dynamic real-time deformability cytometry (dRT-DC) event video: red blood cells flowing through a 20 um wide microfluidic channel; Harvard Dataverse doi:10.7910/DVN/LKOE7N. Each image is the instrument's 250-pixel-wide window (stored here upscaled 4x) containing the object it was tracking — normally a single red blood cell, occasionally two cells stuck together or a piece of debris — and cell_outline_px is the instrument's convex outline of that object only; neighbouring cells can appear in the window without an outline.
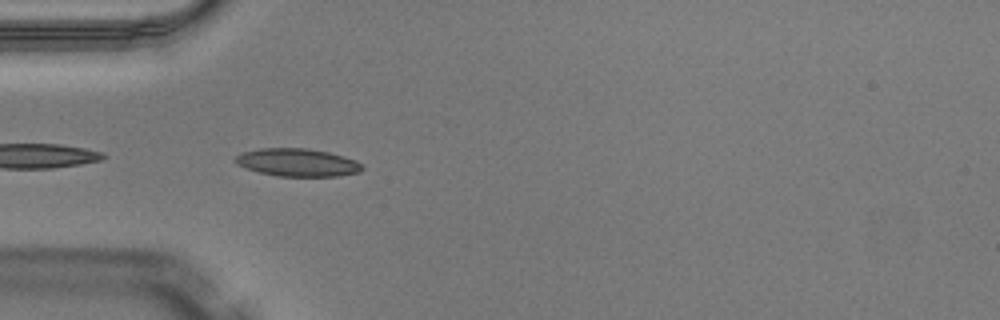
{"species": "Egyptian fruit bat (a non-hibernating species)", "species_latin": "Rousettus aegyptiacus", "temperature_condition": "warm", "stored_images_in_passage": 26, "camera_frame_rate_fps": 3000, "um_per_image_px": 0.085, "animal": {"sex": "male"}, "frame": {"image": 1, "passage_image": 1, "time_ms": 0.0, "image_size_px": [1000, 320], "cell_outline_px": [[364, 168], [360, 172], [340, 176], [276, 176], [260, 172], [236, 164], [232, 160], [236, 156], [244, 152], [260, 148], [308, 148], [328, 152], [344, 156], [356, 160]], "centroid_in_image_um": [25.3, 13.81], "position_along_channel_um": 59.7, "area_um2": 20.58}}